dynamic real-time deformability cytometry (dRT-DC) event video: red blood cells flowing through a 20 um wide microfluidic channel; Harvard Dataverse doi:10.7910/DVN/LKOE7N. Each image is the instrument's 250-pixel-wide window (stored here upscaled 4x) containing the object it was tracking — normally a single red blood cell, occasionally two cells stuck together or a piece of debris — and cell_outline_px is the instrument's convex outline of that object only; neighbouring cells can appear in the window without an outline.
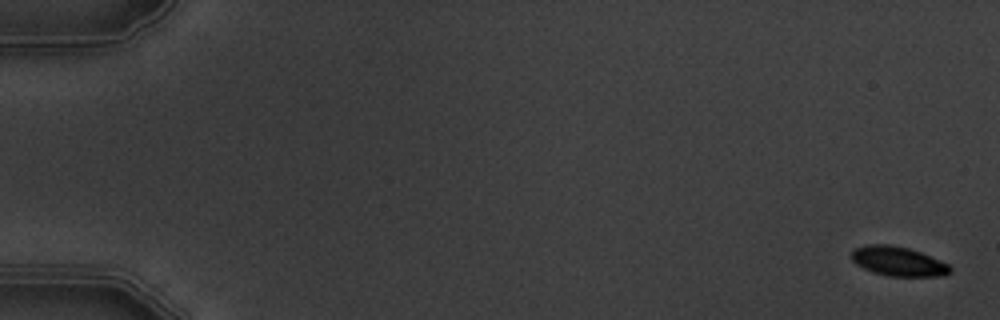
{"species": "common noctule bat (a hibernating species)", "species_latin": "Nyctalus noctula", "temperature_condition": "warm", "stored_images_in_passage": 5, "camera_frame_rate_fps": 3000, "um_per_image_px": 0.085, "animal": {"sex": "male", "body_mass_g": 19.5, "forearm_length_mm": 54.6}, "frame": {"image": 1, "passage_image": 1, "time_ms": 0.0, "image_size_px": [1000, 320], "cell_outline_px": [[952, 272], [944, 276], [888, 276], [872, 272], [856, 264], [852, 260], [852, 252], [856, 248], [868, 244], [888, 244], [908, 248], [920, 252], [948, 264], [952, 268]], "centroid_in_image_um": [76.36, 22.22], "position_along_channel_um": 8.6, "area_um2": 16.82}}
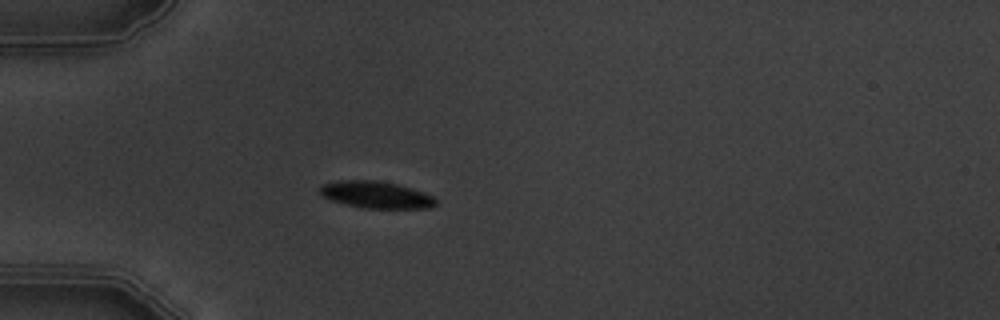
{"frame": {"image": 2, "passage_image": 5, "time_ms": 5.333, "image_size_px": [1000, 320], "cell_outline_px": [[436, 204], [428, 208], [364, 208], [344, 204], [332, 200], [324, 196], [320, 192], [320, 188], [324, 184], [336, 180], [376, 180], [396, 184], [424, 192], [432, 196], [436, 200]], "centroid_in_image_um": [31.96, 16.55], "position_along_channel_um": 53.0, "area_um2": 17.98}}